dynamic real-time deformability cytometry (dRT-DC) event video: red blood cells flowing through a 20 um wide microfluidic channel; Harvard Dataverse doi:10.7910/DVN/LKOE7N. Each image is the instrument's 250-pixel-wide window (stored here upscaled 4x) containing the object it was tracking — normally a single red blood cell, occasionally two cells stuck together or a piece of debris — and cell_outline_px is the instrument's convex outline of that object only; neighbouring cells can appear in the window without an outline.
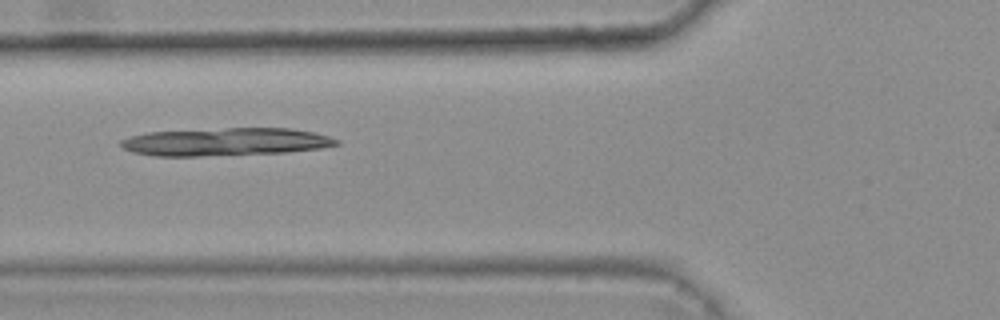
{"species": "common noctule bat (a hibernating species)", "species_latin": "Nyctalus noctula", "temperature_condition": "warm", "stored_images_in_passage": 8, "camera_frame_rate_fps": 3000, "um_per_image_px": 0.085, "animal": {"sex": "female", "body_mass_g": 25.1}, "frame": {"image": 1, "passage_image": 6, "time_ms": 1.667, "image_size_px": [1000, 320], "cell_outline_px": [[340, 144], [320, 148], [288, 152], [200, 156], [156, 156], [132, 152], [124, 148], [120, 144], [120, 140], [132, 136], [148, 132], [228, 128], [292, 128], [312, 132], [328, 136], [340, 140]], "centroid_in_image_um": [19.19, 12.06], "position_along_channel_um": 106.6, "area_um2": 34.85}}
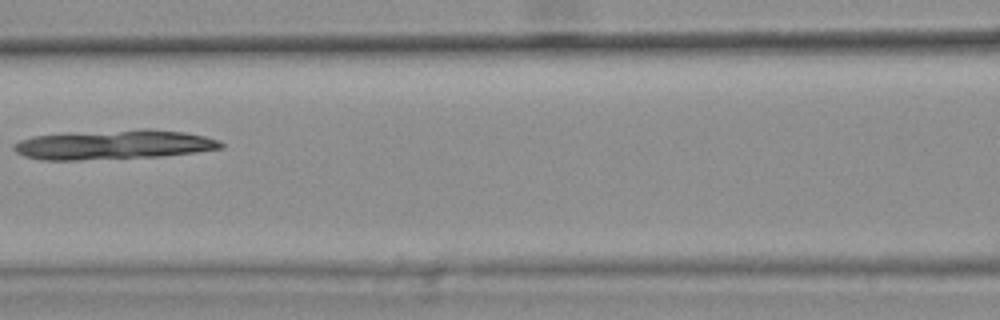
{"frame": {"image": 2, "passage_image": 7, "time_ms": 2.0, "image_size_px": [1000, 320], "cell_outline_px": [[224, 148], [196, 152], [160, 156], [80, 160], [40, 160], [24, 156], [16, 152], [12, 148], [12, 144], [20, 140], [32, 136], [64, 132], [140, 128], [148, 128], [184, 132], [204, 136], [220, 140], [224, 144]], "centroid_in_image_um": [9.63, 12.28], "position_along_channel_um": 157.0, "area_um2": 36.3}}